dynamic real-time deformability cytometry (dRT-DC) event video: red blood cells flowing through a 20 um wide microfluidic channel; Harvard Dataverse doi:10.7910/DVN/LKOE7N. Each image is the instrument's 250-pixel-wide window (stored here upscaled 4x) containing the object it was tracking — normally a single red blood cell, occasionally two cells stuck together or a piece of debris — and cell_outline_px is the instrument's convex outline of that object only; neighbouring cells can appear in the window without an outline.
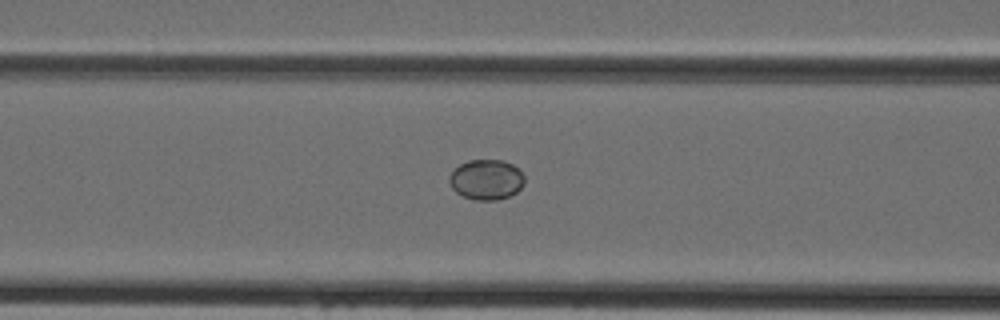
{"species": "Egyptian fruit bat (a non-hibernating species)", "species_latin": "Rousettus aegyptiacus", "temperature_condition": "cold", "stored_images_in_passage": 24, "camera_frame_rate_fps": 3000, "um_per_image_px": 0.085, "animal": {"sex": "female"}, "frame": {"image": 1, "passage_image": 5, "time_ms": 1.333, "image_size_px": [1000, 320], "cell_outline_px": [[524, 184], [516, 192], [508, 196], [496, 200], [476, 200], [464, 196], [456, 192], [452, 188], [448, 180], [448, 176], [460, 164], [468, 160], [500, 160], [512, 164], [524, 176]], "centroid_in_image_um": [41.31, 15.27], "position_along_channel_um": 125.3, "area_um2": 17.46}}
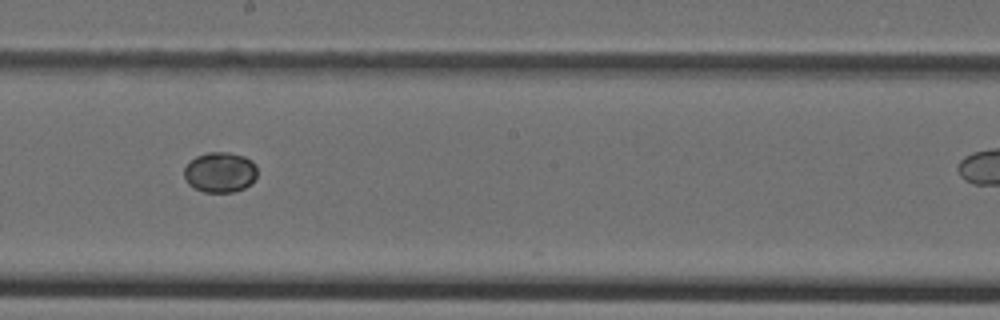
{"frame": {"image": 2, "passage_image": 12, "time_ms": 3.667, "image_size_px": [1000, 320], "cell_outline_px": [[256, 176], [252, 184], [244, 188], [232, 192], [204, 192], [188, 184], [184, 176], [184, 168], [196, 156], [208, 152], [228, 152], [244, 156], [252, 160], [256, 164]], "centroid_in_image_um": [18.73, 14.64], "position_along_channel_um": 229.5, "area_um2": 17.22}}
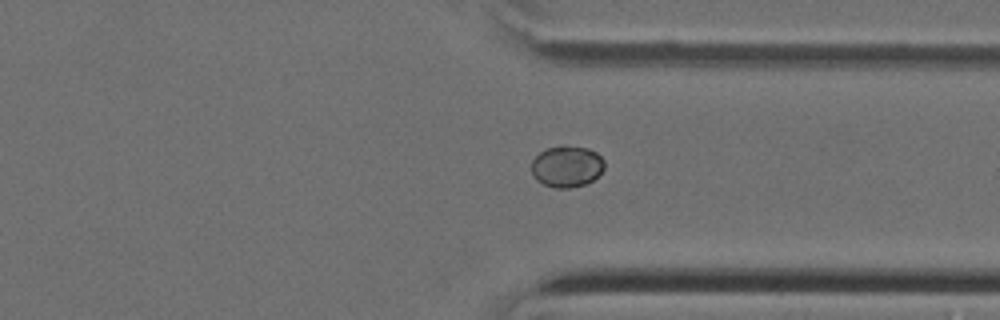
{"frame": {"image": 3, "passage_image": 21, "time_ms": 6.667, "image_size_px": [1000, 320], "cell_outline_px": [[604, 168], [592, 180], [584, 184], [568, 188], [556, 188], [544, 184], [536, 180], [532, 172], [532, 160], [540, 152], [548, 148], [564, 144], [588, 148], [596, 152], [604, 160]], "centroid_in_image_um": [48.17, 14.12], "position_along_channel_um": 363.2, "area_um2": 17.57}}